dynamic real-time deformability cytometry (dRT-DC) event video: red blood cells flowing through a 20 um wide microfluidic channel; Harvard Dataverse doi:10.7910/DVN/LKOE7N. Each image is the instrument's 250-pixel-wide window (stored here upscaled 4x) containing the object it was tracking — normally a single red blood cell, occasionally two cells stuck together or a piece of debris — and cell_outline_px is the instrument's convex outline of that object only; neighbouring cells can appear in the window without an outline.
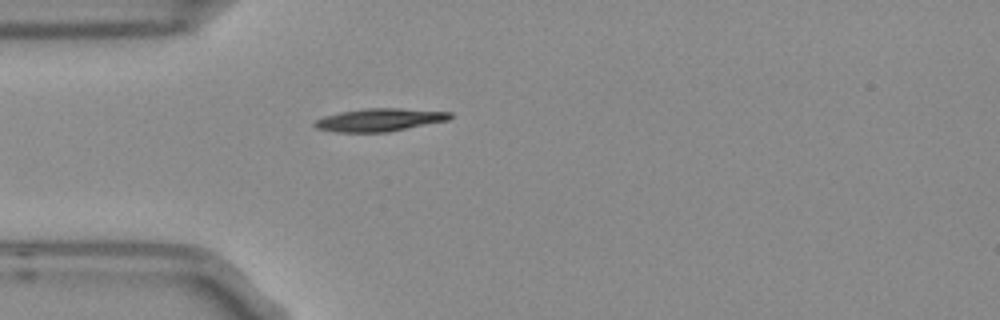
{"species": "Egyptian fruit bat (a non-hibernating species)", "species_latin": "Rousettus aegyptiacus", "temperature_condition": "room temperature", "stored_images_in_passage": 6, "camera_frame_rate_fps": 3000, "um_per_image_px": 0.085, "frame": {"image": 1, "passage_image": 6, "time_ms": 1.667, "image_size_px": [1000, 320], "cell_outline_px": [[452, 116], [448, 120], [388, 132], [336, 132], [316, 128], [312, 124], [312, 120], [324, 116], [340, 112], [364, 108], [400, 108], [452, 112]], "centroid_in_image_um": [32.21, 10.18], "position_along_channel_um": 52.8, "area_um2": 18.15}}